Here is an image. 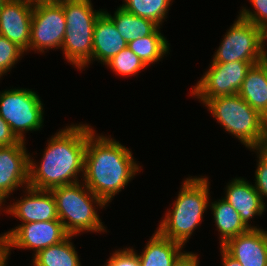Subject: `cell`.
Returning <instances> with one entry per match:
<instances>
[{"mask_svg": "<svg viewBox=\"0 0 267 266\" xmlns=\"http://www.w3.org/2000/svg\"><path fill=\"white\" fill-rule=\"evenodd\" d=\"M88 124L67 126L54 134L42 156L40 164L29 157V187L39 190L79 182L84 176ZM39 166V167H38Z\"/></svg>", "mask_w": 267, "mask_h": 266, "instance_id": "cell-1", "label": "cell"}, {"mask_svg": "<svg viewBox=\"0 0 267 266\" xmlns=\"http://www.w3.org/2000/svg\"><path fill=\"white\" fill-rule=\"evenodd\" d=\"M140 171L129 148L88 126L84 176L86 187L106 204Z\"/></svg>", "mask_w": 267, "mask_h": 266, "instance_id": "cell-2", "label": "cell"}, {"mask_svg": "<svg viewBox=\"0 0 267 266\" xmlns=\"http://www.w3.org/2000/svg\"><path fill=\"white\" fill-rule=\"evenodd\" d=\"M207 177L186 178L173 203V209L166 213L157 231L165 238L182 245L188 241L200 225L203 213L209 206V183Z\"/></svg>", "mask_w": 267, "mask_h": 266, "instance_id": "cell-3", "label": "cell"}, {"mask_svg": "<svg viewBox=\"0 0 267 266\" xmlns=\"http://www.w3.org/2000/svg\"><path fill=\"white\" fill-rule=\"evenodd\" d=\"M51 192L56 200L58 218L69 235L75 236L84 231L106 232L95 210L98 206H106V203L84 183L58 186L52 188Z\"/></svg>", "mask_w": 267, "mask_h": 266, "instance_id": "cell-4", "label": "cell"}, {"mask_svg": "<svg viewBox=\"0 0 267 266\" xmlns=\"http://www.w3.org/2000/svg\"><path fill=\"white\" fill-rule=\"evenodd\" d=\"M203 104L218 123L248 149L267 147L261 114L238 94L207 99Z\"/></svg>", "mask_w": 267, "mask_h": 266, "instance_id": "cell-5", "label": "cell"}, {"mask_svg": "<svg viewBox=\"0 0 267 266\" xmlns=\"http://www.w3.org/2000/svg\"><path fill=\"white\" fill-rule=\"evenodd\" d=\"M66 30L61 46L65 58L80 70L92 61L94 25L104 10H93L91 0H60Z\"/></svg>", "mask_w": 267, "mask_h": 266, "instance_id": "cell-6", "label": "cell"}, {"mask_svg": "<svg viewBox=\"0 0 267 266\" xmlns=\"http://www.w3.org/2000/svg\"><path fill=\"white\" fill-rule=\"evenodd\" d=\"M43 113V103L31 89L15 88L0 92V116L20 141L25 142V131L42 128Z\"/></svg>", "mask_w": 267, "mask_h": 266, "instance_id": "cell-7", "label": "cell"}, {"mask_svg": "<svg viewBox=\"0 0 267 266\" xmlns=\"http://www.w3.org/2000/svg\"><path fill=\"white\" fill-rule=\"evenodd\" d=\"M222 40L211 63L243 61L255 65L262 62L259 28L251 22L238 16Z\"/></svg>", "mask_w": 267, "mask_h": 266, "instance_id": "cell-8", "label": "cell"}, {"mask_svg": "<svg viewBox=\"0 0 267 266\" xmlns=\"http://www.w3.org/2000/svg\"><path fill=\"white\" fill-rule=\"evenodd\" d=\"M252 65L250 62L243 61L211 63L208 71L192 88L191 93L203 103L207 99L238 94Z\"/></svg>", "mask_w": 267, "mask_h": 266, "instance_id": "cell-9", "label": "cell"}, {"mask_svg": "<svg viewBox=\"0 0 267 266\" xmlns=\"http://www.w3.org/2000/svg\"><path fill=\"white\" fill-rule=\"evenodd\" d=\"M63 6L59 3L33 6L30 50L40 51L61 48L66 30Z\"/></svg>", "mask_w": 267, "mask_h": 266, "instance_id": "cell-10", "label": "cell"}, {"mask_svg": "<svg viewBox=\"0 0 267 266\" xmlns=\"http://www.w3.org/2000/svg\"><path fill=\"white\" fill-rule=\"evenodd\" d=\"M68 235L60 220H50L19 224L15 229H11L1 236L6 242L8 259L10 250L14 247L17 249H33L36 252H34L35 255L40 250L60 243Z\"/></svg>", "mask_w": 267, "mask_h": 266, "instance_id": "cell-11", "label": "cell"}, {"mask_svg": "<svg viewBox=\"0 0 267 266\" xmlns=\"http://www.w3.org/2000/svg\"><path fill=\"white\" fill-rule=\"evenodd\" d=\"M26 142L0 147V208L18 187L29 186V157Z\"/></svg>", "mask_w": 267, "mask_h": 266, "instance_id": "cell-12", "label": "cell"}, {"mask_svg": "<svg viewBox=\"0 0 267 266\" xmlns=\"http://www.w3.org/2000/svg\"><path fill=\"white\" fill-rule=\"evenodd\" d=\"M33 6L23 0H8L0 9V35L24 52L30 49Z\"/></svg>", "mask_w": 267, "mask_h": 266, "instance_id": "cell-13", "label": "cell"}, {"mask_svg": "<svg viewBox=\"0 0 267 266\" xmlns=\"http://www.w3.org/2000/svg\"><path fill=\"white\" fill-rule=\"evenodd\" d=\"M25 197L7 206L6 212L22 221L42 222L59 220L57 214L56 200L51 190H39L32 187H24Z\"/></svg>", "mask_w": 267, "mask_h": 266, "instance_id": "cell-14", "label": "cell"}, {"mask_svg": "<svg viewBox=\"0 0 267 266\" xmlns=\"http://www.w3.org/2000/svg\"><path fill=\"white\" fill-rule=\"evenodd\" d=\"M242 266H267V231L249 229L221 246Z\"/></svg>", "mask_w": 267, "mask_h": 266, "instance_id": "cell-15", "label": "cell"}, {"mask_svg": "<svg viewBox=\"0 0 267 266\" xmlns=\"http://www.w3.org/2000/svg\"><path fill=\"white\" fill-rule=\"evenodd\" d=\"M226 196L223 198L240 215L241 220L250 229H257V226L249 225V220L255 215H262L266 205L255 187L244 178H234L226 186Z\"/></svg>", "mask_w": 267, "mask_h": 266, "instance_id": "cell-16", "label": "cell"}, {"mask_svg": "<svg viewBox=\"0 0 267 266\" xmlns=\"http://www.w3.org/2000/svg\"><path fill=\"white\" fill-rule=\"evenodd\" d=\"M127 45L112 19L103 11L94 25L92 61L100 60L104 65Z\"/></svg>", "mask_w": 267, "mask_h": 266, "instance_id": "cell-17", "label": "cell"}, {"mask_svg": "<svg viewBox=\"0 0 267 266\" xmlns=\"http://www.w3.org/2000/svg\"><path fill=\"white\" fill-rule=\"evenodd\" d=\"M184 245L163 237L158 231L151 236L143 252L138 255L141 266H173L184 254Z\"/></svg>", "mask_w": 267, "mask_h": 266, "instance_id": "cell-18", "label": "cell"}, {"mask_svg": "<svg viewBox=\"0 0 267 266\" xmlns=\"http://www.w3.org/2000/svg\"><path fill=\"white\" fill-rule=\"evenodd\" d=\"M238 95L260 114L267 106V61L252 65Z\"/></svg>", "mask_w": 267, "mask_h": 266, "instance_id": "cell-19", "label": "cell"}, {"mask_svg": "<svg viewBox=\"0 0 267 266\" xmlns=\"http://www.w3.org/2000/svg\"><path fill=\"white\" fill-rule=\"evenodd\" d=\"M213 212L215 226L221 234L222 246L227 240L247 232L248 228L241 220L239 213L223 198L209 205Z\"/></svg>", "mask_w": 267, "mask_h": 266, "instance_id": "cell-20", "label": "cell"}, {"mask_svg": "<svg viewBox=\"0 0 267 266\" xmlns=\"http://www.w3.org/2000/svg\"><path fill=\"white\" fill-rule=\"evenodd\" d=\"M104 12L112 19L116 29L127 43L151 35L159 27L153 21L135 16L120 6L113 16L107 11Z\"/></svg>", "mask_w": 267, "mask_h": 266, "instance_id": "cell-21", "label": "cell"}, {"mask_svg": "<svg viewBox=\"0 0 267 266\" xmlns=\"http://www.w3.org/2000/svg\"><path fill=\"white\" fill-rule=\"evenodd\" d=\"M68 235L63 241L40 250L34 255V266H81L78 254Z\"/></svg>", "mask_w": 267, "mask_h": 266, "instance_id": "cell-22", "label": "cell"}, {"mask_svg": "<svg viewBox=\"0 0 267 266\" xmlns=\"http://www.w3.org/2000/svg\"><path fill=\"white\" fill-rule=\"evenodd\" d=\"M127 47L148 67L158 62L169 52V43L158 27L151 35L138 38L128 43Z\"/></svg>", "mask_w": 267, "mask_h": 266, "instance_id": "cell-23", "label": "cell"}, {"mask_svg": "<svg viewBox=\"0 0 267 266\" xmlns=\"http://www.w3.org/2000/svg\"><path fill=\"white\" fill-rule=\"evenodd\" d=\"M172 0H125L122 7L125 11L149 19L159 27L165 20Z\"/></svg>", "mask_w": 267, "mask_h": 266, "instance_id": "cell-24", "label": "cell"}, {"mask_svg": "<svg viewBox=\"0 0 267 266\" xmlns=\"http://www.w3.org/2000/svg\"><path fill=\"white\" fill-rule=\"evenodd\" d=\"M105 65L116 74L122 76H135V74L147 67L128 47L112 57Z\"/></svg>", "mask_w": 267, "mask_h": 266, "instance_id": "cell-25", "label": "cell"}, {"mask_svg": "<svg viewBox=\"0 0 267 266\" xmlns=\"http://www.w3.org/2000/svg\"><path fill=\"white\" fill-rule=\"evenodd\" d=\"M24 53L14 42L0 35V77L7 74Z\"/></svg>", "mask_w": 267, "mask_h": 266, "instance_id": "cell-26", "label": "cell"}, {"mask_svg": "<svg viewBox=\"0 0 267 266\" xmlns=\"http://www.w3.org/2000/svg\"><path fill=\"white\" fill-rule=\"evenodd\" d=\"M257 150L259 160L255 171V189L260 194L264 203V197H267V147L252 149Z\"/></svg>", "mask_w": 267, "mask_h": 266, "instance_id": "cell-27", "label": "cell"}, {"mask_svg": "<svg viewBox=\"0 0 267 266\" xmlns=\"http://www.w3.org/2000/svg\"><path fill=\"white\" fill-rule=\"evenodd\" d=\"M253 4L254 10L250 11L249 9L242 8L239 16L255 26L259 27L262 24L267 23V0H250Z\"/></svg>", "mask_w": 267, "mask_h": 266, "instance_id": "cell-28", "label": "cell"}, {"mask_svg": "<svg viewBox=\"0 0 267 266\" xmlns=\"http://www.w3.org/2000/svg\"><path fill=\"white\" fill-rule=\"evenodd\" d=\"M104 266H141L133 248L115 251Z\"/></svg>", "mask_w": 267, "mask_h": 266, "instance_id": "cell-29", "label": "cell"}, {"mask_svg": "<svg viewBox=\"0 0 267 266\" xmlns=\"http://www.w3.org/2000/svg\"><path fill=\"white\" fill-rule=\"evenodd\" d=\"M18 141L9 124L0 116V147L13 145Z\"/></svg>", "mask_w": 267, "mask_h": 266, "instance_id": "cell-30", "label": "cell"}, {"mask_svg": "<svg viewBox=\"0 0 267 266\" xmlns=\"http://www.w3.org/2000/svg\"><path fill=\"white\" fill-rule=\"evenodd\" d=\"M199 258L197 254L192 252H184L173 266H199Z\"/></svg>", "mask_w": 267, "mask_h": 266, "instance_id": "cell-31", "label": "cell"}, {"mask_svg": "<svg viewBox=\"0 0 267 266\" xmlns=\"http://www.w3.org/2000/svg\"><path fill=\"white\" fill-rule=\"evenodd\" d=\"M258 28L260 40V56L262 58V61H267V52L264 48L265 41L267 40V23L260 25Z\"/></svg>", "mask_w": 267, "mask_h": 266, "instance_id": "cell-32", "label": "cell"}, {"mask_svg": "<svg viewBox=\"0 0 267 266\" xmlns=\"http://www.w3.org/2000/svg\"><path fill=\"white\" fill-rule=\"evenodd\" d=\"M223 266H242L234 257L229 255L222 247H220Z\"/></svg>", "mask_w": 267, "mask_h": 266, "instance_id": "cell-33", "label": "cell"}, {"mask_svg": "<svg viewBox=\"0 0 267 266\" xmlns=\"http://www.w3.org/2000/svg\"><path fill=\"white\" fill-rule=\"evenodd\" d=\"M7 263V249L5 239L0 236V266Z\"/></svg>", "mask_w": 267, "mask_h": 266, "instance_id": "cell-34", "label": "cell"}, {"mask_svg": "<svg viewBox=\"0 0 267 266\" xmlns=\"http://www.w3.org/2000/svg\"><path fill=\"white\" fill-rule=\"evenodd\" d=\"M23 1H25L31 6H36L40 4L56 3V2H59L60 0H23Z\"/></svg>", "mask_w": 267, "mask_h": 266, "instance_id": "cell-35", "label": "cell"}, {"mask_svg": "<svg viewBox=\"0 0 267 266\" xmlns=\"http://www.w3.org/2000/svg\"><path fill=\"white\" fill-rule=\"evenodd\" d=\"M261 122H262L263 132L267 138V106L265 110L261 113Z\"/></svg>", "mask_w": 267, "mask_h": 266, "instance_id": "cell-36", "label": "cell"}, {"mask_svg": "<svg viewBox=\"0 0 267 266\" xmlns=\"http://www.w3.org/2000/svg\"><path fill=\"white\" fill-rule=\"evenodd\" d=\"M8 0H0V9L2 8V6L7 2Z\"/></svg>", "mask_w": 267, "mask_h": 266, "instance_id": "cell-37", "label": "cell"}]
</instances>
